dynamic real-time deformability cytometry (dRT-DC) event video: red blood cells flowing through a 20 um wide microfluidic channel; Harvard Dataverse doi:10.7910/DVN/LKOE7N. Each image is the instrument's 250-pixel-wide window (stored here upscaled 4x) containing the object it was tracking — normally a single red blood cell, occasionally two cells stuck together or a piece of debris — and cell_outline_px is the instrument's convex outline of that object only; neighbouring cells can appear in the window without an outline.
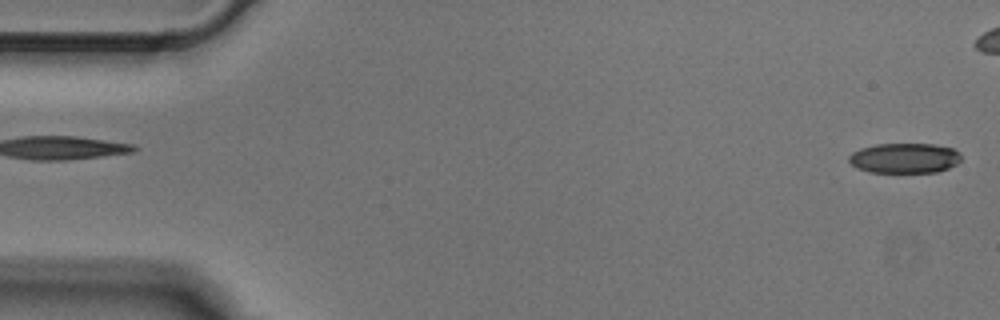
{"species": "Egyptian fruit bat (a non-hibernating species)", "species_latin": "Rousettus aegyptiacus", "temperature_condition": "cold", "stored_images_in_passage": 5, "segment_of_instrument_passage": [2, 2], "camera_frame_rate_fps": 3000, "um_per_image_px": 0.085, "animal": {"sex": "male"}, "frame": {"image": 1, "passage_image": 5, "time_ms": 1.333, "image_size_px": [1000, 320], "cell_outline_px": [[960, 160], [956, 164], [948, 168], [936, 172], [868, 172], [856, 168], [848, 160], [848, 156], [852, 152], [860, 148], [876, 144], [936, 144], [952, 148], [960, 152]], "centroid_in_image_um": [76.87, 13.43], "position_along_channel_um": 8.1, "area_um2": 19.77}}